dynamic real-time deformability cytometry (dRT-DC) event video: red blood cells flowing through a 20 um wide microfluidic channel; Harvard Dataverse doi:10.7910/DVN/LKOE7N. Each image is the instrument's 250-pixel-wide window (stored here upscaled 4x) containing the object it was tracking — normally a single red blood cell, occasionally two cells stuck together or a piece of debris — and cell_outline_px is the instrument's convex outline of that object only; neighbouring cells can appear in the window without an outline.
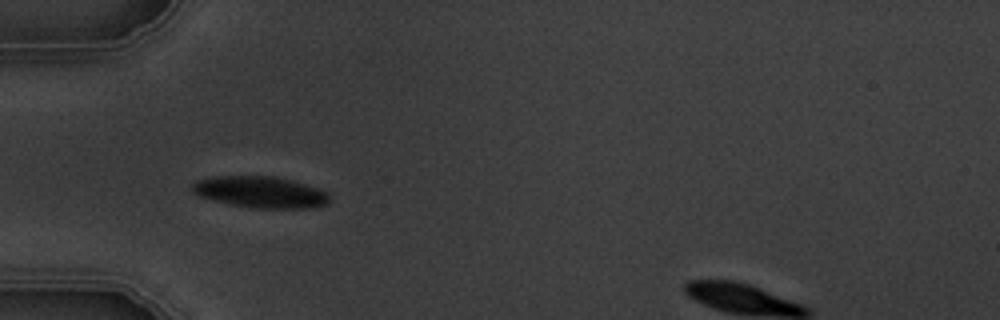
{"species": "common noctule bat (a hibernating species)", "species_latin": "Nyctalus noctula", "temperature_condition": "warm", "stored_images_in_passage": 13, "camera_frame_rate_fps": 3000, "um_per_image_px": 0.085, "animal": {"sex": "male", "body_mass_g": 19.5, "forearm_length_mm": 54.6}, "frame": {"image": 1, "passage_image": 3, "time_ms": 2.0, "image_size_px": [1000, 320], "cell_outline_px": [[328, 200], [324, 204], [308, 208], [252, 208], [228, 204], [212, 200], [200, 196], [192, 192], [192, 184], [196, 180], [216, 176], [272, 176], [292, 180], [316, 188], [324, 192], [328, 196]], "centroid_in_image_um": [22.05, 16.32], "position_along_channel_um": 63.0, "area_um2": 24.85}}
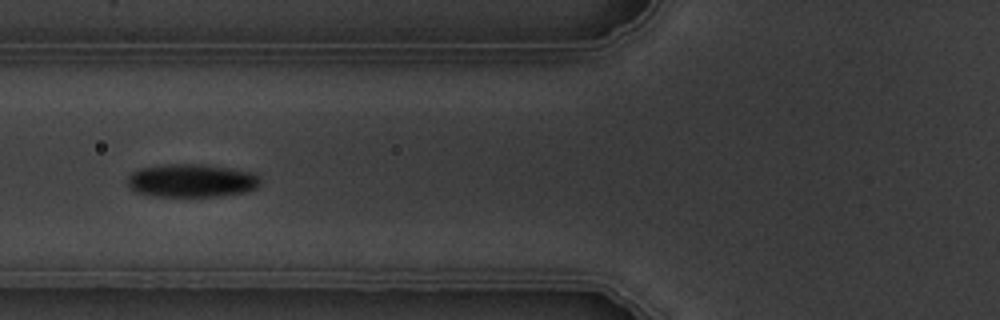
{"frame": {"image": 2, "passage_image": 4, "time_ms": 3.333, "image_size_px": [1000, 320], "cell_outline_px": [[260, 184], [256, 188], [244, 192], [220, 196], [156, 196], [136, 192], [128, 184], [128, 176], [132, 172], [140, 168], [164, 164], [200, 164], [252, 172], [260, 176]], "centroid_in_image_um": [16.29, 15.35], "position_along_channel_um": 109.5, "area_um2": 25.55}, "authors_computed_cell_mechanics": {"area_um2": 24.7384, "velocity_mm_per_s": 3.7582, "shape_relaxation_time_tau1_ms": 2.8147, "shape_relaxation_time_tau2_ms": null, "deformation_change_tau1": 0.1087, "deformation_change_tau2": null}}